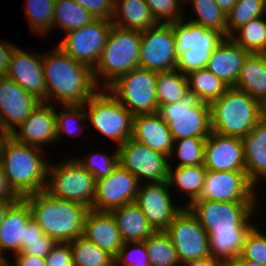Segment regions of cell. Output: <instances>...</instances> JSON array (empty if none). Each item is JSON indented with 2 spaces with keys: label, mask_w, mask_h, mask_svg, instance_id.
Segmentation results:
<instances>
[{
  "label": "cell",
  "mask_w": 266,
  "mask_h": 266,
  "mask_svg": "<svg viewBox=\"0 0 266 266\" xmlns=\"http://www.w3.org/2000/svg\"><path fill=\"white\" fill-rule=\"evenodd\" d=\"M47 89L46 103L60 106L84 105L98 90L93 70L62 51L58 46L42 54Z\"/></svg>",
  "instance_id": "6da1fadb"
},
{
  "label": "cell",
  "mask_w": 266,
  "mask_h": 266,
  "mask_svg": "<svg viewBox=\"0 0 266 266\" xmlns=\"http://www.w3.org/2000/svg\"><path fill=\"white\" fill-rule=\"evenodd\" d=\"M44 150L19 143L10 135L3 139L0 165L9 187L18 197L46 190L50 161L45 160Z\"/></svg>",
  "instance_id": "7a4b0ae2"
},
{
  "label": "cell",
  "mask_w": 266,
  "mask_h": 266,
  "mask_svg": "<svg viewBox=\"0 0 266 266\" xmlns=\"http://www.w3.org/2000/svg\"><path fill=\"white\" fill-rule=\"evenodd\" d=\"M23 199L28 203L32 218L43 233L57 243H69L83 236L89 207L52 196L46 190L30 194Z\"/></svg>",
  "instance_id": "3957f363"
},
{
  "label": "cell",
  "mask_w": 266,
  "mask_h": 266,
  "mask_svg": "<svg viewBox=\"0 0 266 266\" xmlns=\"http://www.w3.org/2000/svg\"><path fill=\"white\" fill-rule=\"evenodd\" d=\"M211 130L243 138L262 119L261 102L234 87L210 104Z\"/></svg>",
  "instance_id": "277c9868"
},
{
  "label": "cell",
  "mask_w": 266,
  "mask_h": 266,
  "mask_svg": "<svg viewBox=\"0 0 266 266\" xmlns=\"http://www.w3.org/2000/svg\"><path fill=\"white\" fill-rule=\"evenodd\" d=\"M140 46L141 32L112 26L101 59L93 70L99 89H108L121 76L140 67Z\"/></svg>",
  "instance_id": "5b68a950"
},
{
  "label": "cell",
  "mask_w": 266,
  "mask_h": 266,
  "mask_svg": "<svg viewBox=\"0 0 266 266\" xmlns=\"http://www.w3.org/2000/svg\"><path fill=\"white\" fill-rule=\"evenodd\" d=\"M87 124L110 138L118 147L132 137L133 114L109 89H99L84 105Z\"/></svg>",
  "instance_id": "8992f818"
},
{
  "label": "cell",
  "mask_w": 266,
  "mask_h": 266,
  "mask_svg": "<svg viewBox=\"0 0 266 266\" xmlns=\"http://www.w3.org/2000/svg\"><path fill=\"white\" fill-rule=\"evenodd\" d=\"M158 113L168 124L173 140L207 138L212 132L210 104L190 91L180 101L160 106Z\"/></svg>",
  "instance_id": "52a82bcc"
},
{
  "label": "cell",
  "mask_w": 266,
  "mask_h": 266,
  "mask_svg": "<svg viewBox=\"0 0 266 266\" xmlns=\"http://www.w3.org/2000/svg\"><path fill=\"white\" fill-rule=\"evenodd\" d=\"M258 205L257 202L200 200L188 207L206 232H248L256 221L253 217Z\"/></svg>",
  "instance_id": "ba28073f"
},
{
  "label": "cell",
  "mask_w": 266,
  "mask_h": 266,
  "mask_svg": "<svg viewBox=\"0 0 266 266\" xmlns=\"http://www.w3.org/2000/svg\"><path fill=\"white\" fill-rule=\"evenodd\" d=\"M96 179L75 157L57 164L50 163L46 191L52 196L83 204L91 209Z\"/></svg>",
  "instance_id": "9c48e42d"
},
{
  "label": "cell",
  "mask_w": 266,
  "mask_h": 266,
  "mask_svg": "<svg viewBox=\"0 0 266 266\" xmlns=\"http://www.w3.org/2000/svg\"><path fill=\"white\" fill-rule=\"evenodd\" d=\"M157 72L141 67L121 76L108 89L133 115L156 113Z\"/></svg>",
  "instance_id": "30bf717a"
},
{
  "label": "cell",
  "mask_w": 266,
  "mask_h": 266,
  "mask_svg": "<svg viewBox=\"0 0 266 266\" xmlns=\"http://www.w3.org/2000/svg\"><path fill=\"white\" fill-rule=\"evenodd\" d=\"M164 231L174 244L181 264L210 257L209 236L189 207L183 206Z\"/></svg>",
  "instance_id": "8fae6325"
},
{
  "label": "cell",
  "mask_w": 266,
  "mask_h": 266,
  "mask_svg": "<svg viewBox=\"0 0 266 266\" xmlns=\"http://www.w3.org/2000/svg\"><path fill=\"white\" fill-rule=\"evenodd\" d=\"M113 23L111 20L95 19L91 23L65 33L57 46L75 61L95 69L107 43Z\"/></svg>",
  "instance_id": "7c38bea8"
},
{
  "label": "cell",
  "mask_w": 266,
  "mask_h": 266,
  "mask_svg": "<svg viewBox=\"0 0 266 266\" xmlns=\"http://www.w3.org/2000/svg\"><path fill=\"white\" fill-rule=\"evenodd\" d=\"M119 164L132 173L140 183L168 180L169 157L147 145L129 138L118 147ZM147 179V180H146Z\"/></svg>",
  "instance_id": "4fadbf2b"
},
{
  "label": "cell",
  "mask_w": 266,
  "mask_h": 266,
  "mask_svg": "<svg viewBox=\"0 0 266 266\" xmlns=\"http://www.w3.org/2000/svg\"><path fill=\"white\" fill-rule=\"evenodd\" d=\"M175 35L170 23H158L141 32L140 67L154 72L176 69Z\"/></svg>",
  "instance_id": "5bb4252c"
},
{
  "label": "cell",
  "mask_w": 266,
  "mask_h": 266,
  "mask_svg": "<svg viewBox=\"0 0 266 266\" xmlns=\"http://www.w3.org/2000/svg\"><path fill=\"white\" fill-rule=\"evenodd\" d=\"M255 188L246 171L207 170L203 187L195 201L257 202L255 191L258 189Z\"/></svg>",
  "instance_id": "9a60e30c"
},
{
  "label": "cell",
  "mask_w": 266,
  "mask_h": 266,
  "mask_svg": "<svg viewBox=\"0 0 266 266\" xmlns=\"http://www.w3.org/2000/svg\"><path fill=\"white\" fill-rule=\"evenodd\" d=\"M168 181L140 183L135 203L155 231H164L183 208L175 205Z\"/></svg>",
  "instance_id": "2e32d148"
},
{
  "label": "cell",
  "mask_w": 266,
  "mask_h": 266,
  "mask_svg": "<svg viewBox=\"0 0 266 266\" xmlns=\"http://www.w3.org/2000/svg\"><path fill=\"white\" fill-rule=\"evenodd\" d=\"M140 182L120 164L107 176L96 181L95 197L91 209L107 211L135 202Z\"/></svg>",
  "instance_id": "e0dca14e"
},
{
  "label": "cell",
  "mask_w": 266,
  "mask_h": 266,
  "mask_svg": "<svg viewBox=\"0 0 266 266\" xmlns=\"http://www.w3.org/2000/svg\"><path fill=\"white\" fill-rule=\"evenodd\" d=\"M41 103L7 76L0 77V130L11 135ZM18 127V128H17Z\"/></svg>",
  "instance_id": "ac0fdd59"
},
{
  "label": "cell",
  "mask_w": 266,
  "mask_h": 266,
  "mask_svg": "<svg viewBox=\"0 0 266 266\" xmlns=\"http://www.w3.org/2000/svg\"><path fill=\"white\" fill-rule=\"evenodd\" d=\"M7 77L14 80L41 102H46L47 89L42 67V54L26 52L18 46L10 55Z\"/></svg>",
  "instance_id": "d6986e66"
},
{
  "label": "cell",
  "mask_w": 266,
  "mask_h": 266,
  "mask_svg": "<svg viewBox=\"0 0 266 266\" xmlns=\"http://www.w3.org/2000/svg\"><path fill=\"white\" fill-rule=\"evenodd\" d=\"M204 166L211 171H246L242 139L212 131L205 142Z\"/></svg>",
  "instance_id": "ffe728a7"
},
{
  "label": "cell",
  "mask_w": 266,
  "mask_h": 266,
  "mask_svg": "<svg viewBox=\"0 0 266 266\" xmlns=\"http://www.w3.org/2000/svg\"><path fill=\"white\" fill-rule=\"evenodd\" d=\"M12 136L17 142L43 148L57 141L55 105L41 102ZM43 145V146H42Z\"/></svg>",
  "instance_id": "44dd1931"
},
{
  "label": "cell",
  "mask_w": 266,
  "mask_h": 266,
  "mask_svg": "<svg viewBox=\"0 0 266 266\" xmlns=\"http://www.w3.org/2000/svg\"><path fill=\"white\" fill-rule=\"evenodd\" d=\"M83 236L114 258L124 244L113 215L107 211H88Z\"/></svg>",
  "instance_id": "7402d4cb"
},
{
  "label": "cell",
  "mask_w": 266,
  "mask_h": 266,
  "mask_svg": "<svg viewBox=\"0 0 266 266\" xmlns=\"http://www.w3.org/2000/svg\"><path fill=\"white\" fill-rule=\"evenodd\" d=\"M249 55L250 53L239 46L231 37H225L211 53L206 68L228 86L234 87L244 61Z\"/></svg>",
  "instance_id": "603a6c76"
},
{
  "label": "cell",
  "mask_w": 266,
  "mask_h": 266,
  "mask_svg": "<svg viewBox=\"0 0 266 266\" xmlns=\"http://www.w3.org/2000/svg\"><path fill=\"white\" fill-rule=\"evenodd\" d=\"M131 138L168 157L174 145L168 124L158 112L133 115Z\"/></svg>",
  "instance_id": "cb8c5ba5"
},
{
  "label": "cell",
  "mask_w": 266,
  "mask_h": 266,
  "mask_svg": "<svg viewBox=\"0 0 266 266\" xmlns=\"http://www.w3.org/2000/svg\"><path fill=\"white\" fill-rule=\"evenodd\" d=\"M31 219V209L23 198H20L6 214L0 227V256L6 261V266L12 264L5 258V251L11 250L14 255L21 252L24 248V227Z\"/></svg>",
  "instance_id": "d4e9b609"
},
{
  "label": "cell",
  "mask_w": 266,
  "mask_h": 266,
  "mask_svg": "<svg viewBox=\"0 0 266 266\" xmlns=\"http://www.w3.org/2000/svg\"><path fill=\"white\" fill-rule=\"evenodd\" d=\"M175 35L177 58L187 50L214 51L225 36L213 29L182 20L171 22Z\"/></svg>",
  "instance_id": "484cf974"
},
{
  "label": "cell",
  "mask_w": 266,
  "mask_h": 266,
  "mask_svg": "<svg viewBox=\"0 0 266 266\" xmlns=\"http://www.w3.org/2000/svg\"><path fill=\"white\" fill-rule=\"evenodd\" d=\"M242 142L247 176L255 187L259 186L266 179V119L262 118Z\"/></svg>",
  "instance_id": "4316f807"
},
{
  "label": "cell",
  "mask_w": 266,
  "mask_h": 266,
  "mask_svg": "<svg viewBox=\"0 0 266 266\" xmlns=\"http://www.w3.org/2000/svg\"><path fill=\"white\" fill-rule=\"evenodd\" d=\"M111 21L117 27L139 32L158 24L145 0H114Z\"/></svg>",
  "instance_id": "83f0119b"
},
{
  "label": "cell",
  "mask_w": 266,
  "mask_h": 266,
  "mask_svg": "<svg viewBox=\"0 0 266 266\" xmlns=\"http://www.w3.org/2000/svg\"><path fill=\"white\" fill-rule=\"evenodd\" d=\"M110 212L116 221L124 243L145 241L155 232L135 202L124 204Z\"/></svg>",
  "instance_id": "f1b7e54d"
},
{
  "label": "cell",
  "mask_w": 266,
  "mask_h": 266,
  "mask_svg": "<svg viewBox=\"0 0 266 266\" xmlns=\"http://www.w3.org/2000/svg\"><path fill=\"white\" fill-rule=\"evenodd\" d=\"M234 88L262 102L266 99V54H250L244 61Z\"/></svg>",
  "instance_id": "f546056e"
},
{
  "label": "cell",
  "mask_w": 266,
  "mask_h": 266,
  "mask_svg": "<svg viewBox=\"0 0 266 266\" xmlns=\"http://www.w3.org/2000/svg\"><path fill=\"white\" fill-rule=\"evenodd\" d=\"M172 166V167H171ZM207 169L204 164L196 166L173 167L169 164L168 184L171 190L180 189L189 198L184 207L190 206L198 197L204 184ZM177 187V188H176Z\"/></svg>",
  "instance_id": "4dcf8cb0"
},
{
  "label": "cell",
  "mask_w": 266,
  "mask_h": 266,
  "mask_svg": "<svg viewBox=\"0 0 266 266\" xmlns=\"http://www.w3.org/2000/svg\"><path fill=\"white\" fill-rule=\"evenodd\" d=\"M210 256L221 264H231L243 249L247 232H207Z\"/></svg>",
  "instance_id": "1f68e13d"
},
{
  "label": "cell",
  "mask_w": 266,
  "mask_h": 266,
  "mask_svg": "<svg viewBox=\"0 0 266 266\" xmlns=\"http://www.w3.org/2000/svg\"><path fill=\"white\" fill-rule=\"evenodd\" d=\"M96 18L74 0H55L53 29L59 27L65 33L80 29Z\"/></svg>",
  "instance_id": "d6a6232c"
},
{
  "label": "cell",
  "mask_w": 266,
  "mask_h": 266,
  "mask_svg": "<svg viewBox=\"0 0 266 266\" xmlns=\"http://www.w3.org/2000/svg\"><path fill=\"white\" fill-rule=\"evenodd\" d=\"M186 76L189 91L208 104L219 99L230 88L222 79L216 77L207 68L192 71Z\"/></svg>",
  "instance_id": "836d02e7"
},
{
  "label": "cell",
  "mask_w": 266,
  "mask_h": 266,
  "mask_svg": "<svg viewBox=\"0 0 266 266\" xmlns=\"http://www.w3.org/2000/svg\"><path fill=\"white\" fill-rule=\"evenodd\" d=\"M156 90L158 107L178 102L189 91L187 76L177 69L158 72Z\"/></svg>",
  "instance_id": "e575fe53"
},
{
  "label": "cell",
  "mask_w": 266,
  "mask_h": 266,
  "mask_svg": "<svg viewBox=\"0 0 266 266\" xmlns=\"http://www.w3.org/2000/svg\"><path fill=\"white\" fill-rule=\"evenodd\" d=\"M260 16L239 28L231 38L250 54H266V20Z\"/></svg>",
  "instance_id": "d590c367"
},
{
  "label": "cell",
  "mask_w": 266,
  "mask_h": 266,
  "mask_svg": "<svg viewBox=\"0 0 266 266\" xmlns=\"http://www.w3.org/2000/svg\"><path fill=\"white\" fill-rule=\"evenodd\" d=\"M73 266H115V258L84 236L69 242Z\"/></svg>",
  "instance_id": "8d00e7d4"
},
{
  "label": "cell",
  "mask_w": 266,
  "mask_h": 266,
  "mask_svg": "<svg viewBox=\"0 0 266 266\" xmlns=\"http://www.w3.org/2000/svg\"><path fill=\"white\" fill-rule=\"evenodd\" d=\"M184 3H191L192 10H195V16L198 17L188 21L207 29L216 30L227 37V14L214 0H184Z\"/></svg>",
  "instance_id": "74e56055"
},
{
  "label": "cell",
  "mask_w": 266,
  "mask_h": 266,
  "mask_svg": "<svg viewBox=\"0 0 266 266\" xmlns=\"http://www.w3.org/2000/svg\"><path fill=\"white\" fill-rule=\"evenodd\" d=\"M144 242L151 266H180L175 246L165 231H155Z\"/></svg>",
  "instance_id": "f35d334b"
},
{
  "label": "cell",
  "mask_w": 266,
  "mask_h": 266,
  "mask_svg": "<svg viewBox=\"0 0 266 266\" xmlns=\"http://www.w3.org/2000/svg\"><path fill=\"white\" fill-rule=\"evenodd\" d=\"M55 0H25V14L31 32L44 36L53 28Z\"/></svg>",
  "instance_id": "ab89813d"
},
{
  "label": "cell",
  "mask_w": 266,
  "mask_h": 266,
  "mask_svg": "<svg viewBox=\"0 0 266 266\" xmlns=\"http://www.w3.org/2000/svg\"><path fill=\"white\" fill-rule=\"evenodd\" d=\"M206 138L189 137L174 140L172 152L169 156V164L173 161V158L178 159V164L175 167L180 166H196L204 164V148Z\"/></svg>",
  "instance_id": "60d3db41"
},
{
  "label": "cell",
  "mask_w": 266,
  "mask_h": 266,
  "mask_svg": "<svg viewBox=\"0 0 266 266\" xmlns=\"http://www.w3.org/2000/svg\"><path fill=\"white\" fill-rule=\"evenodd\" d=\"M266 15L265 0H237L227 14V37L254 18Z\"/></svg>",
  "instance_id": "b9f144b4"
},
{
  "label": "cell",
  "mask_w": 266,
  "mask_h": 266,
  "mask_svg": "<svg viewBox=\"0 0 266 266\" xmlns=\"http://www.w3.org/2000/svg\"><path fill=\"white\" fill-rule=\"evenodd\" d=\"M58 107H60L63 111L60 110L58 112L56 110L57 141L61 137H63L64 133L74 136L76 132L81 134L85 130V126L86 128H88V122H86L88 121L86 116V109L83 105H58ZM83 120L86 122V124ZM80 121L81 123H84L81 124ZM78 130L81 132H79Z\"/></svg>",
  "instance_id": "7bdbcfd3"
},
{
  "label": "cell",
  "mask_w": 266,
  "mask_h": 266,
  "mask_svg": "<svg viewBox=\"0 0 266 266\" xmlns=\"http://www.w3.org/2000/svg\"><path fill=\"white\" fill-rule=\"evenodd\" d=\"M106 153L91 152L89 155L76 157L80 165L89 171L96 180L109 176L113 170L119 165V151L118 147L115 149L114 154L108 155Z\"/></svg>",
  "instance_id": "ee69618b"
},
{
  "label": "cell",
  "mask_w": 266,
  "mask_h": 266,
  "mask_svg": "<svg viewBox=\"0 0 266 266\" xmlns=\"http://www.w3.org/2000/svg\"><path fill=\"white\" fill-rule=\"evenodd\" d=\"M235 260H249L266 265V232L256 224L247 232L241 255Z\"/></svg>",
  "instance_id": "f6af8a7d"
},
{
  "label": "cell",
  "mask_w": 266,
  "mask_h": 266,
  "mask_svg": "<svg viewBox=\"0 0 266 266\" xmlns=\"http://www.w3.org/2000/svg\"><path fill=\"white\" fill-rule=\"evenodd\" d=\"M145 1L158 23H171L182 20L185 17L186 12H184V6L186 4L184 0Z\"/></svg>",
  "instance_id": "bcb514c9"
},
{
  "label": "cell",
  "mask_w": 266,
  "mask_h": 266,
  "mask_svg": "<svg viewBox=\"0 0 266 266\" xmlns=\"http://www.w3.org/2000/svg\"><path fill=\"white\" fill-rule=\"evenodd\" d=\"M115 266H151L145 242L124 243L115 258Z\"/></svg>",
  "instance_id": "7dc6e473"
},
{
  "label": "cell",
  "mask_w": 266,
  "mask_h": 266,
  "mask_svg": "<svg viewBox=\"0 0 266 266\" xmlns=\"http://www.w3.org/2000/svg\"><path fill=\"white\" fill-rule=\"evenodd\" d=\"M213 51L187 50L177 59L176 69L182 74L206 68L207 62Z\"/></svg>",
  "instance_id": "c3c4849f"
},
{
  "label": "cell",
  "mask_w": 266,
  "mask_h": 266,
  "mask_svg": "<svg viewBox=\"0 0 266 266\" xmlns=\"http://www.w3.org/2000/svg\"><path fill=\"white\" fill-rule=\"evenodd\" d=\"M88 10L96 19L111 20L114 13V0H74Z\"/></svg>",
  "instance_id": "681fc988"
},
{
  "label": "cell",
  "mask_w": 266,
  "mask_h": 266,
  "mask_svg": "<svg viewBox=\"0 0 266 266\" xmlns=\"http://www.w3.org/2000/svg\"><path fill=\"white\" fill-rule=\"evenodd\" d=\"M45 259V266H73L70 243H57Z\"/></svg>",
  "instance_id": "f907efd6"
},
{
  "label": "cell",
  "mask_w": 266,
  "mask_h": 266,
  "mask_svg": "<svg viewBox=\"0 0 266 266\" xmlns=\"http://www.w3.org/2000/svg\"><path fill=\"white\" fill-rule=\"evenodd\" d=\"M56 244L57 242L53 238L43 234V241L26 243L21 252L45 258Z\"/></svg>",
  "instance_id": "816d5d0a"
},
{
  "label": "cell",
  "mask_w": 266,
  "mask_h": 266,
  "mask_svg": "<svg viewBox=\"0 0 266 266\" xmlns=\"http://www.w3.org/2000/svg\"><path fill=\"white\" fill-rule=\"evenodd\" d=\"M43 231L38 223L32 218L24 227V247L26 243L43 241Z\"/></svg>",
  "instance_id": "f5cc1de1"
},
{
  "label": "cell",
  "mask_w": 266,
  "mask_h": 266,
  "mask_svg": "<svg viewBox=\"0 0 266 266\" xmlns=\"http://www.w3.org/2000/svg\"><path fill=\"white\" fill-rule=\"evenodd\" d=\"M0 40V77L6 76L8 71V65L10 60V55L13 51L15 45L8 41Z\"/></svg>",
  "instance_id": "db71d44e"
},
{
  "label": "cell",
  "mask_w": 266,
  "mask_h": 266,
  "mask_svg": "<svg viewBox=\"0 0 266 266\" xmlns=\"http://www.w3.org/2000/svg\"><path fill=\"white\" fill-rule=\"evenodd\" d=\"M15 265L13 266H45L46 259L27 253H17L14 255Z\"/></svg>",
  "instance_id": "11a10c76"
},
{
  "label": "cell",
  "mask_w": 266,
  "mask_h": 266,
  "mask_svg": "<svg viewBox=\"0 0 266 266\" xmlns=\"http://www.w3.org/2000/svg\"><path fill=\"white\" fill-rule=\"evenodd\" d=\"M3 199H20L9 187L5 174L0 165V200Z\"/></svg>",
  "instance_id": "9f6ffc18"
},
{
  "label": "cell",
  "mask_w": 266,
  "mask_h": 266,
  "mask_svg": "<svg viewBox=\"0 0 266 266\" xmlns=\"http://www.w3.org/2000/svg\"><path fill=\"white\" fill-rule=\"evenodd\" d=\"M220 265L221 263L218 260L212 258L211 256L180 264V266H220Z\"/></svg>",
  "instance_id": "6f0895ef"
},
{
  "label": "cell",
  "mask_w": 266,
  "mask_h": 266,
  "mask_svg": "<svg viewBox=\"0 0 266 266\" xmlns=\"http://www.w3.org/2000/svg\"><path fill=\"white\" fill-rule=\"evenodd\" d=\"M19 199H3L0 200V227L5 219L6 214L9 209L18 201Z\"/></svg>",
  "instance_id": "680465c9"
},
{
  "label": "cell",
  "mask_w": 266,
  "mask_h": 266,
  "mask_svg": "<svg viewBox=\"0 0 266 266\" xmlns=\"http://www.w3.org/2000/svg\"><path fill=\"white\" fill-rule=\"evenodd\" d=\"M216 4L220 7V9L228 14L234 5L236 4L237 0H214Z\"/></svg>",
  "instance_id": "91938a15"
},
{
  "label": "cell",
  "mask_w": 266,
  "mask_h": 266,
  "mask_svg": "<svg viewBox=\"0 0 266 266\" xmlns=\"http://www.w3.org/2000/svg\"><path fill=\"white\" fill-rule=\"evenodd\" d=\"M231 266H266L265 264L257 263L249 260H234Z\"/></svg>",
  "instance_id": "94428289"
},
{
  "label": "cell",
  "mask_w": 266,
  "mask_h": 266,
  "mask_svg": "<svg viewBox=\"0 0 266 266\" xmlns=\"http://www.w3.org/2000/svg\"><path fill=\"white\" fill-rule=\"evenodd\" d=\"M262 118L266 119V99L261 102Z\"/></svg>",
  "instance_id": "6125c7cd"
},
{
  "label": "cell",
  "mask_w": 266,
  "mask_h": 266,
  "mask_svg": "<svg viewBox=\"0 0 266 266\" xmlns=\"http://www.w3.org/2000/svg\"><path fill=\"white\" fill-rule=\"evenodd\" d=\"M5 137H6V134H4L2 130H0V146Z\"/></svg>",
  "instance_id": "be15d7a7"
},
{
  "label": "cell",
  "mask_w": 266,
  "mask_h": 266,
  "mask_svg": "<svg viewBox=\"0 0 266 266\" xmlns=\"http://www.w3.org/2000/svg\"><path fill=\"white\" fill-rule=\"evenodd\" d=\"M0 266H6V261L3 260L0 256Z\"/></svg>",
  "instance_id": "e7e4bbea"
},
{
  "label": "cell",
  "mask_w": 266,
  "mask_h": 266,
  "mask_svg": "<svg viewBox=\"0 0 266 266\" xmlns=\"http://www.w3.org/2000/svg\"><path fill=\"white\" fill-rule=\"evenodd\" d=\"M220 266H231L230 264H221Z\"/></svg>",
  "instance_id": "03108f58"
}]
</instances>
